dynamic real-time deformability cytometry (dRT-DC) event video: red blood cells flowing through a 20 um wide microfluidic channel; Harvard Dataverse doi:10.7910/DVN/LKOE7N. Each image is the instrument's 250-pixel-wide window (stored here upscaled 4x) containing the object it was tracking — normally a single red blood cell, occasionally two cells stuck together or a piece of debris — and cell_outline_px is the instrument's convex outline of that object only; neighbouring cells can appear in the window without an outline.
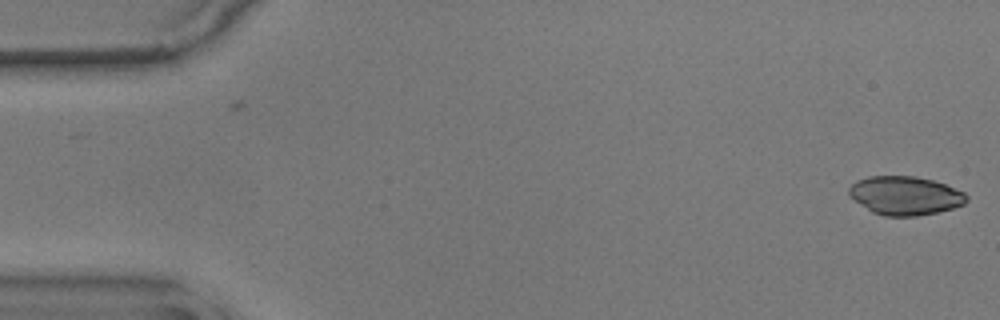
{"species": "common noctule bat (a hibernating species)", "species_latin": "Nyctalus noctula", "temperature_condition": "warm", "stored_images_in_passage": 5, "camera_frame_rate_fps": 3000, "um_per_image_px": 0.085, "animal": {"sex": "male", "body_mass_g": 17.9}, "frame": {"image": 1, "passage_image": 5, "time_ms": 1.333, "image_size_px": [1000, 320], "cell_outline_px": [[968, 200], [964, 204], [952, 208], [936, 212], [916, 216], [884, 216], [872, 212], [848, 196], [848, 188], [856, 180], [868, 176], [916, 176], [932, 180], [944, 184], [964, 192], [968, 196]], "centroid_in_image_um": [76.91, 16.62], "position_along_channel_um": 8.1, "area_um2": 26.53}}